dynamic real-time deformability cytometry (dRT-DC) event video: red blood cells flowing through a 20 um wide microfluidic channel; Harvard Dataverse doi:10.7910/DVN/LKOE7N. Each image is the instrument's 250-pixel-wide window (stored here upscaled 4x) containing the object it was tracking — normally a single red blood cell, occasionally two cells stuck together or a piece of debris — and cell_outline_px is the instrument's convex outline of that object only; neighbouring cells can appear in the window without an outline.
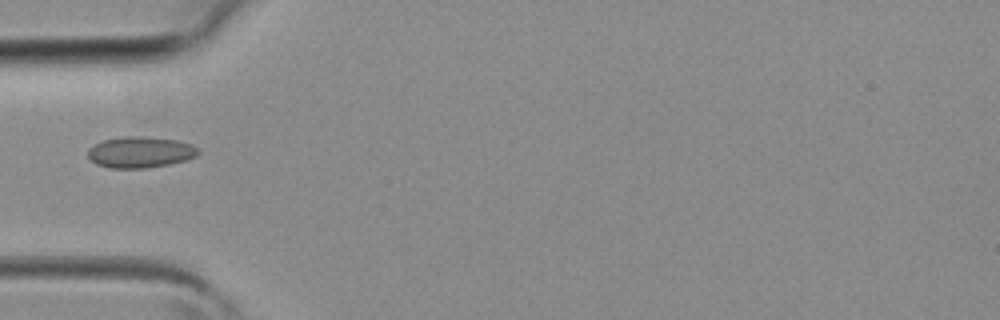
{"species": "common noctule bat (a hibernating species)", "species_latin": "Nyctalus noctula", "temperature_condition": "room temperature", "stored_images_in_passage": 2, "camera_frame_rate_fps": 3000, "um_per_image_px": 0.085, "animal": {"sex": "female", "body_mass_g": 19.3, "forearm_length_mm": 54.1}, "frame": {"image": 1, "passage_image": 2, "time_ms": 0.333, "image_size_px": [1000, 320], "cell_outline_px": [[200, 152], [196, 156], [184, 160], [168, 164], [144, 168], [108, 168], [96, 164], [88, 156], [88, 148], [104, 140], [124, 136], [144, 136], [176, 140], [192, 144]], "centroid_in_image_um": [11.91, 12.93], "position_along_channel_um": 73.1, "area_um2": 19.88}}